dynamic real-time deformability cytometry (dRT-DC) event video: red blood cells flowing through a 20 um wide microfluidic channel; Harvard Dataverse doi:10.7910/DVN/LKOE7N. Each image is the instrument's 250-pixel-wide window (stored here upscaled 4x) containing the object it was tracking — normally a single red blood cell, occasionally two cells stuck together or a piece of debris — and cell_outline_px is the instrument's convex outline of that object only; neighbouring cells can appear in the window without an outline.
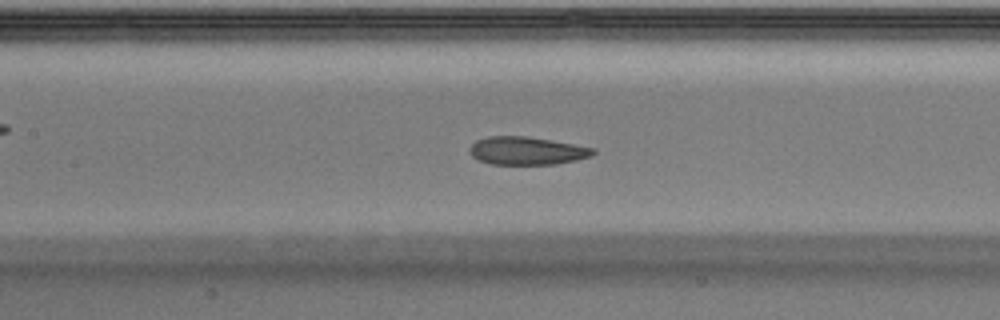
{"species": "Egyptian fruit bat (a non-hibernating species)", "species_latin": "Rousettus aegyptiacus", "temperature_condition": "warm", "stored_images_in_passage": 39, "camera_frame_rate_fps": 3000, "um_per_image_px": 0.085, "animal": {"sex": "male"}, "frame": {"image": 1, "passage_image": 17, "time_ms": 5.333, "image_size_px": [1000, 320], "cell_outline_px": [[596, 152], [592, 156], [576, 160], [556, 164], [492, 164], [480, 160], [472, 156], [468, 152], [468, 148], [476, 140], [488, 136], [524, 136], [596, 148]], "centroid_in_image_um": [44.77, 12.82], "position_along_channel_um": 162.6, "area_um2": 20.06}}